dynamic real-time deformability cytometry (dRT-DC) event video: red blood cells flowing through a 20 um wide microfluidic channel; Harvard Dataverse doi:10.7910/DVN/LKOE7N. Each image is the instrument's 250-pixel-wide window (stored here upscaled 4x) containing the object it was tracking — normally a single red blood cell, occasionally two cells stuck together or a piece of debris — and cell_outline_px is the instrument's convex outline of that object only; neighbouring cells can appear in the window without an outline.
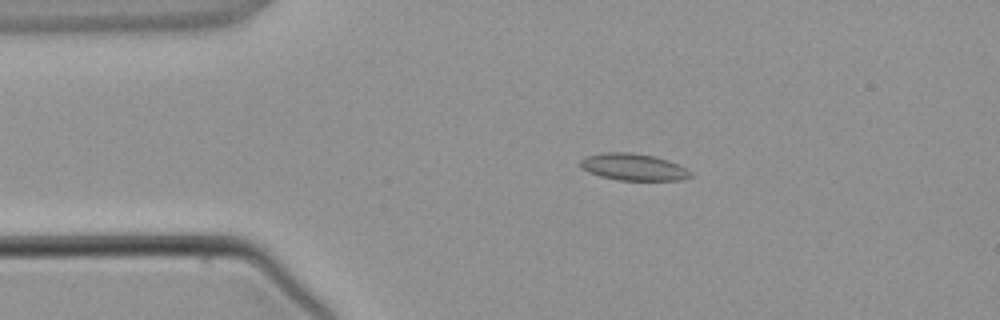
{"species": "common noctule bat (a hibernating species)", "species_latin": "Nyctalus noctula", "temperature_condition": "warm", "stored_images_in_passage": 4, "camera_frame_rate_fps": 3000, "um_per_image_px": 0.085, "animal": {"sex": "male", "body_mass_g": 21.5, "forearm_length_mm": 52.0}, "frame": {"image": 1, "passage_image": 3, "time_ms": 2.333, "image_size_px": [1000, 320], "cell_outline_px": [[696, 176], [680, 180], [620, 180], [600, 176], [588, 172], [580, 168], [580, 160], [588, 156], [604, 152], [628, 152], [652, 156], [668, 160], [692, 172]], "centroid_in_image_um": [53.84, 14.2], "position_along_channel_um": 31.2, "area_um2": 17.17}}